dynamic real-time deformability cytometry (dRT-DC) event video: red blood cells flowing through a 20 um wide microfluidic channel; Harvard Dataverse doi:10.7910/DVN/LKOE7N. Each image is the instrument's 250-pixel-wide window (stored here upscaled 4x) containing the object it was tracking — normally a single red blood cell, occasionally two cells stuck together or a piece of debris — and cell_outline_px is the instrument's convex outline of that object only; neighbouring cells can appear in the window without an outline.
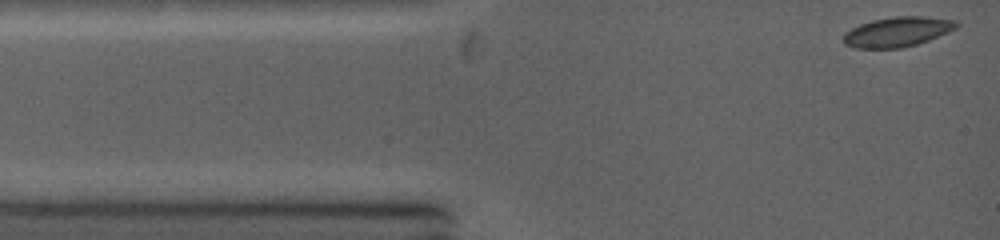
{"species": "common noctule bat (a hibernating species)", "species_latin": "Nyctalus noctula", "temperature_condition": "warm", "stored_images_in_passage": 38, "camera_frame_rate_fps": 5000, "um_per_image_px": 0.085, "animal": {"sex": "female", "body_mass_g": 19.0, "forearm_length_mm": 53.3}, "frame": {"image": 1, "passage_image": 1, "time_ms": 0.0, "image_size_px": [1000, 240], "cell_outline_px": [[960, 24], [956, 28], [928, 40], [916, 44], [900, 48], [856, 48], [844, 44], [844, 36], [852, 28], [860, 24], [872, 20], [896, 16], [916, 16], [952, 20]], "centroid_in_image_um": [76.26, 2.71], "position_along_channel_um": 8.7, "area_um2": 19.19}}
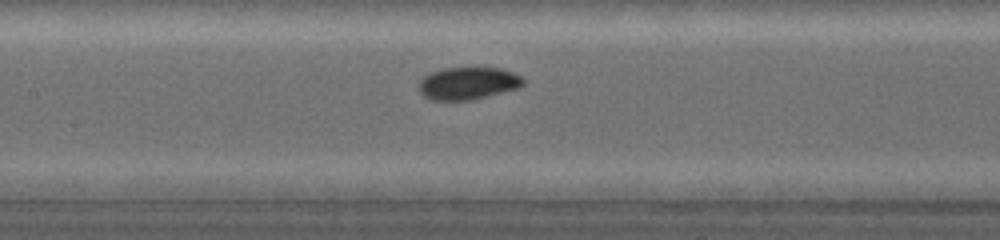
{"frame": {"image": 2, "passage_image": 19, "time_ms": 4.8, "image_size_px": [1000, 240], "cell_outline_px": [[524, 84], [516, 88], [468, 100], [432, 100], [424, 96], [420, 92], [420, 80], [424, 76], [432, 72], [444, 68], [500, 68], [512, 72], [520, 76], [524, 80]], "centroid_in_image_um": [39.75, 7.07], "position_along_channel_um": 167.6, "area_um2": 19.25}}
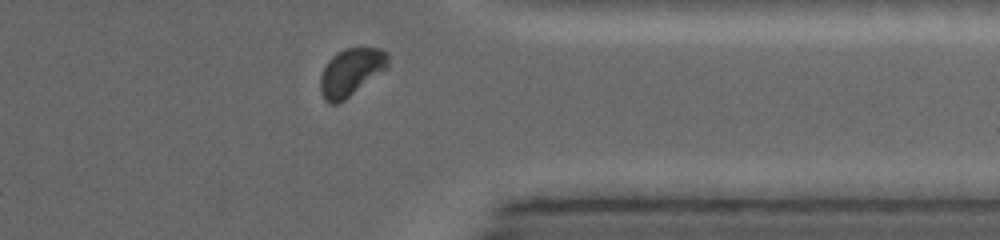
{"frame": {"image": 3, "passage_image": 35, "time_ms": 9.8, "image_size_px": [1000, 240], "cell_outline_px": [[388, 68], [344, 100], [336, 104], [328, 104], [324, 100], [320, 92], [320, 76], [328, 60], [336, 52], [344, 48], [380, 48], [388, 52]], "centroid_in_image_um": [29.82, 6.13], "position_along_channel_um": 381.6, "area_um2": 18.9}, "authors_computed_cell_mechanics": {"area_um2": 19.074, "velocity_mm_per_s": 4.3705, "shape_relaxation_time_tau1_ms": 5.7024, "shape_relaxation_time_tau2_ms": null, "deformation_change_tau1": 0.1411, "deformation_change_tau2": null}}